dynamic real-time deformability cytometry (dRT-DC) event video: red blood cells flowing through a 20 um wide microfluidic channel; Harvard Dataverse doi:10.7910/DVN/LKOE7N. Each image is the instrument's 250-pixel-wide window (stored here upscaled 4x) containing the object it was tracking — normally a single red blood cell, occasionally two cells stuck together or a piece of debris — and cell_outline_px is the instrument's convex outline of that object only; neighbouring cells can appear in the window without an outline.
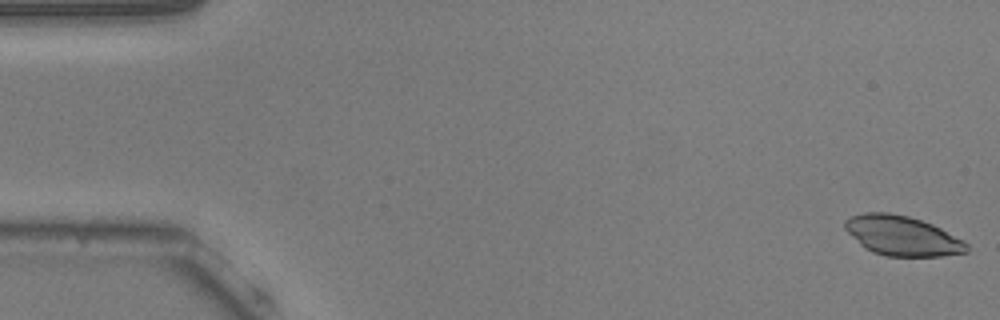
{"species": "common noctule bat (a hibernating species)", "species_latin": "Nyctalus noctula", "temperature_condition": "warm", "stored_images_in_passage": 12, "camera_frame_rate_fps": 3000, "um_per_image_px": 0.085, "animal": {"sex": "male", "body_mass_g": 20.5, "forearm_length_mm": 52.5}, "frame": {"image": 1, "passage_image": 1, "time_ms": 0.0, "image_size_px": [1000, 320], "cell_outline_px": [[968, 252], [940, 256], [888, 256], [872, 252], [864, 248], [844, 228], [844, 220], [852, 216], [864, 212], [888, 212], [908, 216], [932, 224], [964, 240], [968, 244]], "centroid_in_image_um": [76.68, 20.04], "position_along_channel_um": 8.3, "area_um2": 28.15}}